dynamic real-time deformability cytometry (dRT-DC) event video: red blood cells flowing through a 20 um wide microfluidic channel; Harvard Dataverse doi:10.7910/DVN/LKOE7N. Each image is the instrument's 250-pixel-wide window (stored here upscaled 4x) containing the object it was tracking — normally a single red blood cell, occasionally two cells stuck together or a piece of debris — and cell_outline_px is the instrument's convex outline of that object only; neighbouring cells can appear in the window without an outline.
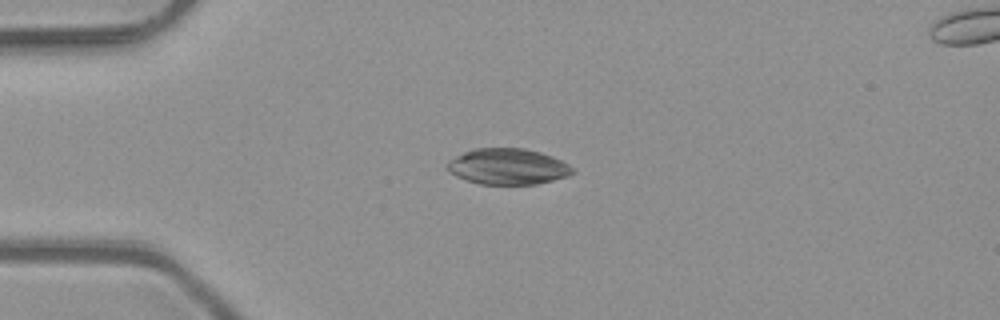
{"species": "common noctule bat (a hibernating species)", "species_latin": "Nyctalus noctula", "temperature_condition": "room temperature", "stored_images_in_passage": 39, "camera_frame_rate_fps": 3000, "um_per_image_px": 0.085, "animal": {"sex": "male", "body_mass_g": 23.1, "forearm_length_mm": 52.7}, "frame": {"image": 1, "passage_image": 1, "time_ms": 0.0, "image_size_px": [1000, 320], "cell_outline_px": [[576, 172], [568, 176], [536, 184], [480, 184], [456, 176], [448, 172], [448, 160], [464, 152], [476, 148], [524, 148], [540, 152], [552, 156], [568, 164]], "centroid_in_image_um": [43.17, 14.15], "position_along_channel_um": 41.8, "area_um2": 26.13}}
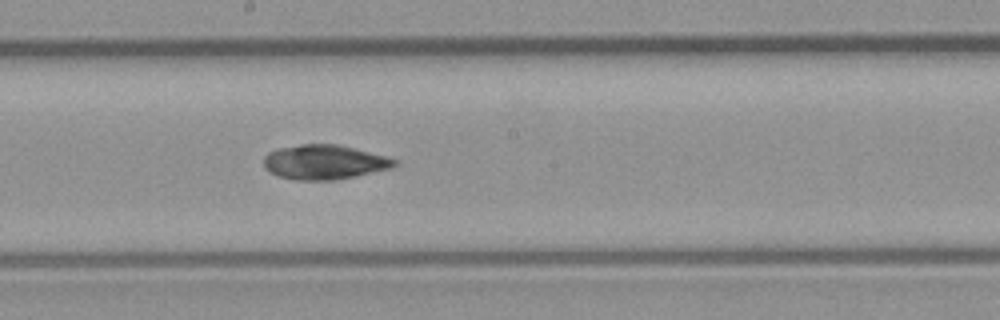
{"frame": {"image": 2, "passage_image": 16, "time_ms": 5.0, "image_size_px": [1000, 320], "cell_outline_px": [[396, 164], [392, 168], [336, 180], [296, 180], [276, 176], [264, 168], [264, 156], [268, 152], [280, 148], [300, 144], [336, 144], [384, 156], [396, 160]], "centroid_in_image_um": [27.51, 13.79], "position_along_channel_um": 220.7, "area_um2": 26.13}}
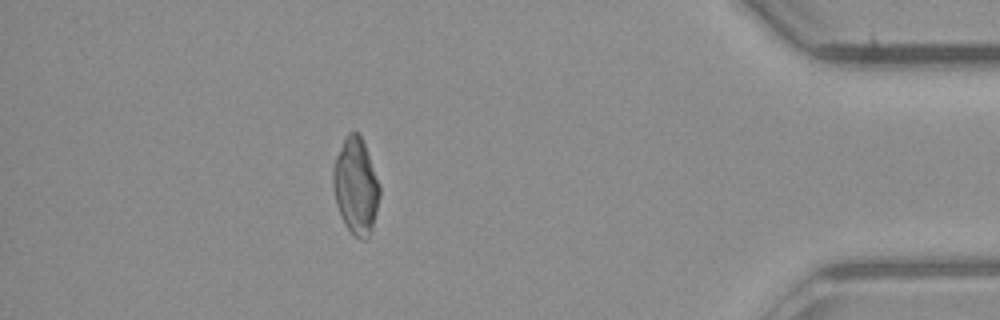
{"frame": {"image": 3, "passage_image": 33, "time_ms": 10.667, "image_size_px": [1000, 320], "cell_outline_px": [[380, 196], [376, 212], [368, 236], [364, 240], [360, 240], [348, 228], [336, 204], [332, 184], [332, 172], [336, 156], [344, 136], [348, 132], [356, 132], [360, 136], [364, 144], [380, 188]], "centroid_in_image_um": [30.22, 15.78], "position_along_channel_um": 405.0, "area_um2": 25.49}, "authors_computed_cell_mechanics": {"area_um2": 26.4724, "velocity_mm_per_s": 4.0916, "shape_relaxation_time_tau1_ms": null, "shape_relaxation_time_tau2_ms": 2.339, "deformation_change_tau1": null, "deformation_change_tau2": 0.0484}}